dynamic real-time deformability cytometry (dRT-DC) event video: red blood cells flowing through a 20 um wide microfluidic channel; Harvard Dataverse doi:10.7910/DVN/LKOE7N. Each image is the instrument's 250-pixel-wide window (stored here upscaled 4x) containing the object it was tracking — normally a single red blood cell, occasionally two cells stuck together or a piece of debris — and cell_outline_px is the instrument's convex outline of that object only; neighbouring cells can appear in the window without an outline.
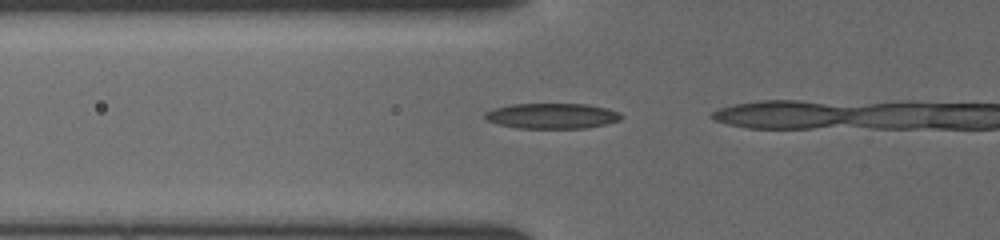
{"species": "common noctule bat (a hibernating species)", "species_latin": "Nyctalus noctula", "temperature_condition": "cold", "stored_images_in_passage": 4, "camera_frame_rate_fps": 3000, "um_per_image_px": 0.085, "animal": {"sex": "female", "body_mass_g": 19.5, "forearm_length_mm": 54.1}, "frame": {"image": 1, "passage_image": 2, "time_ms": 0.333, "image_size_px": [1000, 240], "cell_outline_px": [[624, 116], [620, 120], [588, 128], [520, 128], [496, 124], [488, 120], [484, 116], [484, 112], [496, 108], [512, 104], [588, 104], [608, 108], [620, 112]], "centroid_in_image_um": [46.96, 9.85], "position_along_channel_um": 78.8, "area_um2": 20.23}}